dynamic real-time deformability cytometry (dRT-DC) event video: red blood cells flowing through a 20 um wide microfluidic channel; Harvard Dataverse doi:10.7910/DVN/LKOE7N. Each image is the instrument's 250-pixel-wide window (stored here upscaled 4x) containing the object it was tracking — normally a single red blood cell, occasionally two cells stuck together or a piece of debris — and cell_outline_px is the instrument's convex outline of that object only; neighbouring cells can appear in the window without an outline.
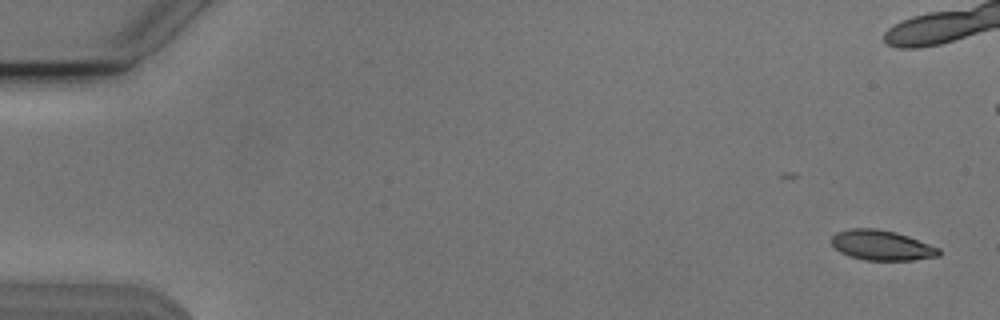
{"species": "Egyptian fruit bat (a non-hibernating species)", "species_latin": "Rousettus aegyptiacus", "temperature_condition": "cold", "stored_images_in_passage": 48, "camera_frame_rate_fps": 3000, "um_per_image_px": 0.085, "animal": {"sex": "male"}, "frame": {"image": 1, "passage_image": 1, "time_ms": 0.0, "image_size_px": [1000, 320], "cell_outline_px": [[940, 256], [912, 260], [864, 260], [840, 252], [832, 244], [832, 236], [836, 232], [852, 228], [876, 228], [896, 232], [908, 236], [940, 248]], "centroid_in_image_um": [74.96, 20.84], "position_along_channel_um": 10.0, "area_um2": 18.73}}
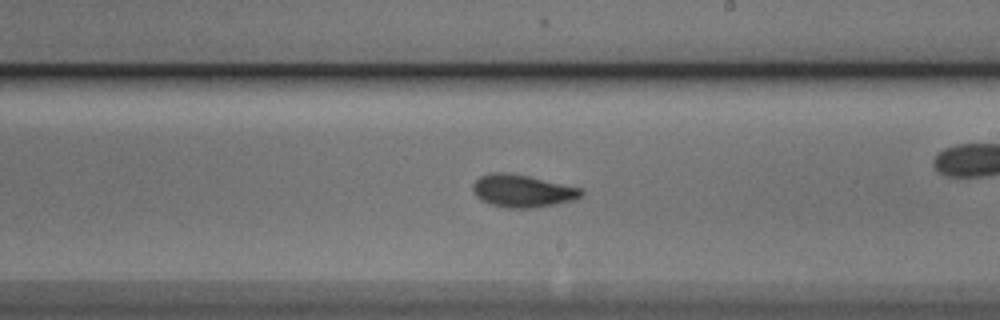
{"frame": {"image": 2, "passage_image": 31, "time_ms": 10.0, "image_size_px": [1000, 320], "cell_outline_px": [[584, 192], [576, 200], [556, 204], [532, 208], [504, 208], [480, 200], [472, 192], [472, 184], [480, 176], [492, 172], [504, 172], [528, 176], [584, 188]], "centroid_in_image_um": [44.41, 16.23], "position_along_channel_um": 244.6, "area_um2": 20.81}}
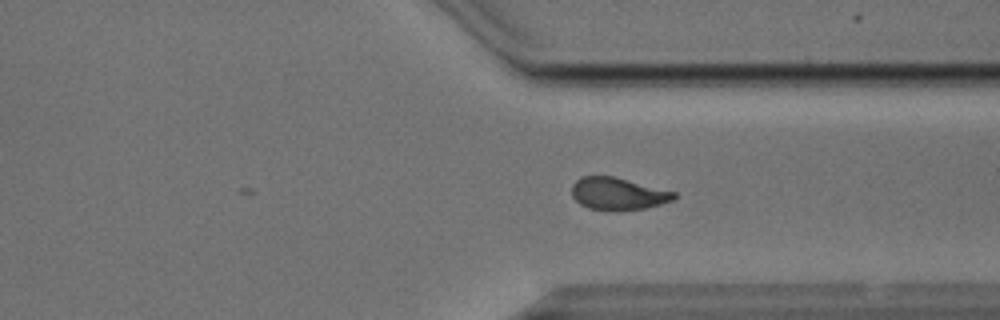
{"frame": {"image": 3, "passage_image": 40, "time_ms": 13.0, "image_size_px": [1000, 320], "cell_outline_px": [[676, 196], [672, 200], [660, 204], [644, 208], [616, 212], [608, 212], [588, 208], [580, 204], [572, 196], [572, 184], [580, 176], [612, 176], [676, 192]], "centroid_in_image_um": [52.48, 16.49], "position_along_channel_um": 358.9, "area_um2": 19.42}, "authors_computed_cell_mechanics": {"area_um2": 19.4786, "velocity_mm_per_s": 3.8071, "shape_relaxation_time_tau1_ms": 2.4152, "shape_relaxation_time_tau2_ms": 1.793, "deformation_change_tau1": 0.1469, "deformation_change_tau2": 0.0785}}